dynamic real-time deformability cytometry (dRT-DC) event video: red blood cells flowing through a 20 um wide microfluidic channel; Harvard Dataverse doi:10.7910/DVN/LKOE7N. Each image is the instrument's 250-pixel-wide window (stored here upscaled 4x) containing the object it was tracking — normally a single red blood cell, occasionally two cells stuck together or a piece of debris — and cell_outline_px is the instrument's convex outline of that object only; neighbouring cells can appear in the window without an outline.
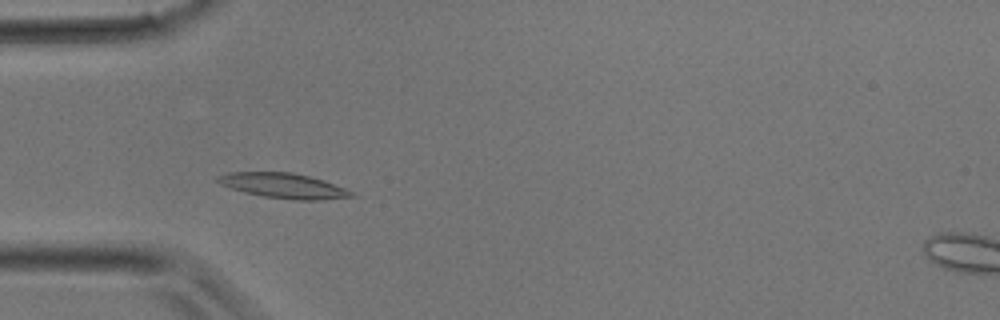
{"species": "common noctule bat (a hibernating species)", "species_latin": "Nyctalus noctula", "temperature_condition": "room temperature", "stored_images_in_passage": 32, "camera_frame_rate_fps": 3000, "um_per_image_px": 0.085, "animal": {"sex": "male", "body_mass_g": 17.9}, "frame": {"image": 1, "passage_image": 7, "time_ms": 2.0, "image_size_px": [1000, 320], "cell_outline_px": [[360, 196], [324, 200], [292, 200], [264, 196], [244, 192], [220, 184], [216, 180], [216, 176], [228, 172], [292, 172], [324, 180], [344, 188]], "centroid_in_image_um": [24.13, 15.79], "position_along_channel_um": 60.9, "area_um2": 19.59}}
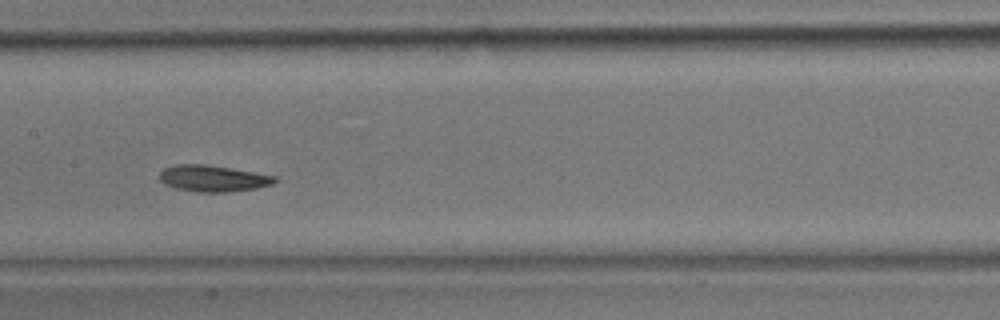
{"frame": {"image": 2, "passage_image": 14, "time_ms": 4.333, "image_size_px": [1000, 320], "cell_outline_px": [[280, 180], [272, 184], [256, 188], [228, 192], [200, 192], [176, 188], [164, 184], [160, 180], [160, 172], [164, 168], [172, 164], [204, 164], [276, 176]], "centroid_in_image_um": [18.09, 15.16], "position_along_channel_um": 189.3, "area_um2": 17.63}}
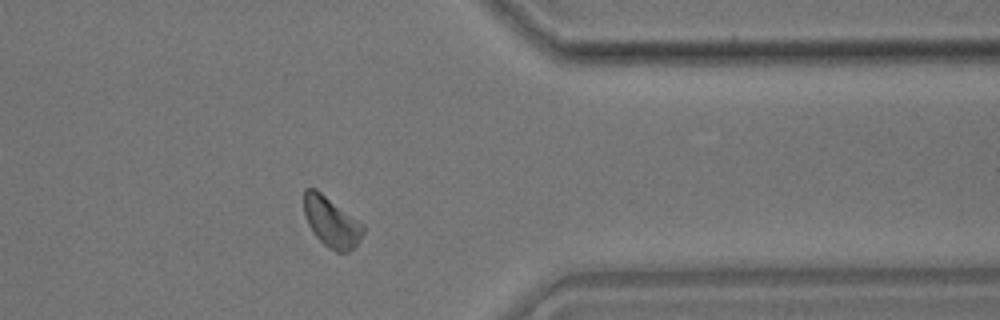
{"frame": {"image": 3, "passage_image": 25, "time_ms": 8.0, "image_size_px": [1000, 320], "cell_outline_px": [[364, 232], [360, 240], [348, 252], [336, 252], [328, 248], [312, 232], [304, 216], [304, 188], [316, 188], [364, 224]], "centroid_in_image_um": [28.16, 18.86], "position_along_channel_um": 383.2, "area_um2": 17.4}}